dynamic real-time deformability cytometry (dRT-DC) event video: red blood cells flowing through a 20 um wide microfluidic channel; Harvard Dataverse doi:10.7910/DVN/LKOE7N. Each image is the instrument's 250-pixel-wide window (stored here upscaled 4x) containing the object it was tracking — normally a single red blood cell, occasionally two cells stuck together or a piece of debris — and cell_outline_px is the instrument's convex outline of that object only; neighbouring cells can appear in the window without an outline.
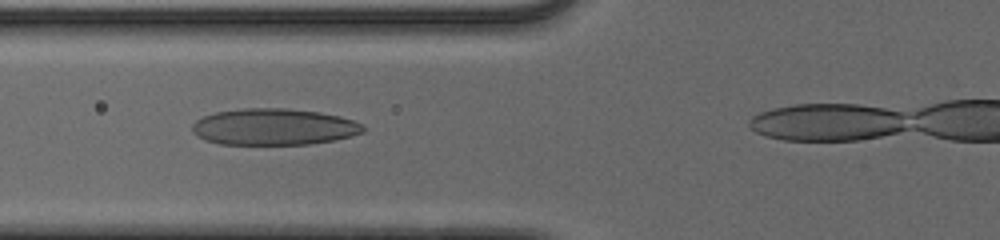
{"species": "human", "species_latin": "Homo sapiens", "temperature_condition": "cold", "stored_images_in_passage": 41, "camera_frame_rate_fps": 3000, "um_per_image_px": 0.085, "donor": {"sex": "male"}, "frame": {"image": 1, "passage_image": 16, "time_ms": 5.0, "image_size_px": [1000, 240], "cell_outline_px": [[364, 132], [352, 136], [332, 140], [308, 144], [220, 144], [204, 140], [196, 136], [192, 132], [192, 124], [196, 120], [204, 116], [216, 112], [244, 108], [288, 108], [320, 112], [340, 116], [364, 124]], "centroid_in_image_um": [23.27, 10.78], "position_along_channel_um": 102.5, "area_um2": 36.47}}
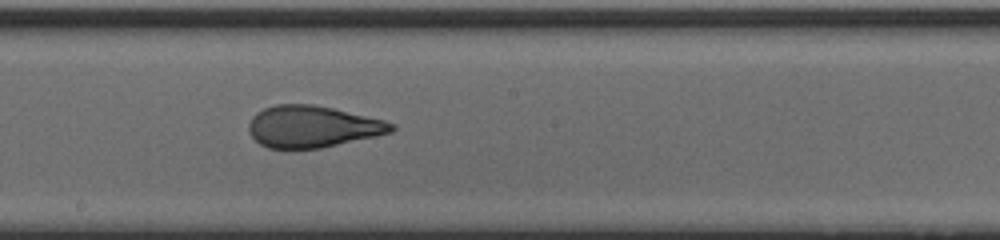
{"frame": {"image": 2, "passage_image": 25, "time_ms": 8.0, "image_size_px": [1000, 240], "cell_outline_px": [[396, 128], [392, 132], [376, 136], [320, 148], [268, 148], [260, 144], [248, 132], [248, 124], [252, 116], [256, 112], [264, 108], [276, 104], [312, 104], [332, 108], [384, 120], [396, 124]], "centroid_in_image_um": [26.55, 10.75], "position_along_channel_um": 221.7, "area_um2": 34.62}}
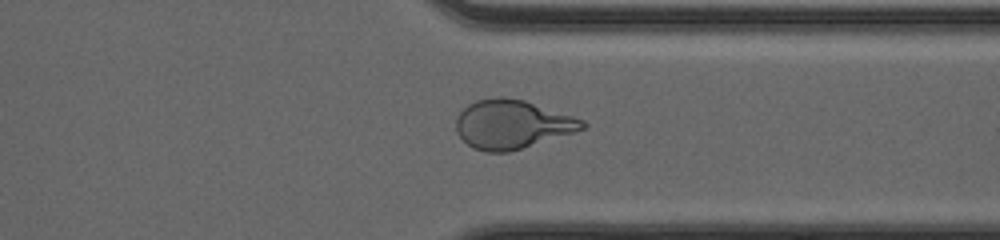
{"frame": {"image": 3, "passage_image": 36, "time_ms": 11.667, "image_size_px": [1000, 240], "cell_outline_px": [[588, 124], [584, 128], [572, 132], [508, 152], [488, 152], [472, 148], [456, 132], [456, 120], [460, 112], [468, 104], [476, 100], [496, 96], [500, 96], [524, 100], [584, 120]], "centroid_in_image_um": [43.48, 10.55], "position_along_channel_um": 367.9, "area_um2": 35.43}}